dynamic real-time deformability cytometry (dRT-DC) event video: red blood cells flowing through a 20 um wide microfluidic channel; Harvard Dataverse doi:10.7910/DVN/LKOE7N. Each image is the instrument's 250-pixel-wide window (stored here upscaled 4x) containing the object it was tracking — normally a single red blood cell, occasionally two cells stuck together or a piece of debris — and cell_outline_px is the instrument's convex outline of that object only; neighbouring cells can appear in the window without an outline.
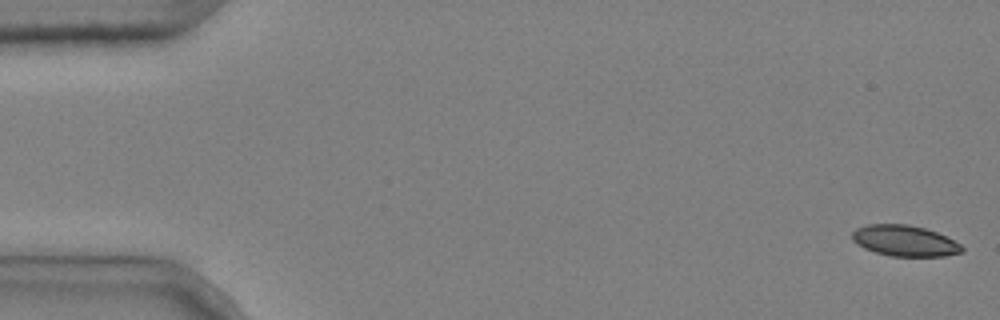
{"species": "common noctule bat (a hibernating species)", "species_latin": "Nyctalus noctula", "temperature_condition": "cold", "stored_images_in_passage": 4, "camera_frame_rate_fps": 3000, "um_per_image_px": 0.085, "animal": {"sex": "male", "body_mass_g": 20.4}, "frame": {"image": 1, "passage_image": 1, "time_ms": 0.0, "image_size_px": [1000, 320], "cell_outline_px": [[964, 252], [944, 256], [892, 256], [876, 252], [864, 248], [856, 244], [852, 240], [852, 232], [856, 228], [868, 224], [908, 224], [924, 228], [936, 232], [960, 244], [964, 248]], "centroid_in_image_um": [76.88, 20.46], "position_along_channel_um": 8.1, "area_um2": 19.71}}